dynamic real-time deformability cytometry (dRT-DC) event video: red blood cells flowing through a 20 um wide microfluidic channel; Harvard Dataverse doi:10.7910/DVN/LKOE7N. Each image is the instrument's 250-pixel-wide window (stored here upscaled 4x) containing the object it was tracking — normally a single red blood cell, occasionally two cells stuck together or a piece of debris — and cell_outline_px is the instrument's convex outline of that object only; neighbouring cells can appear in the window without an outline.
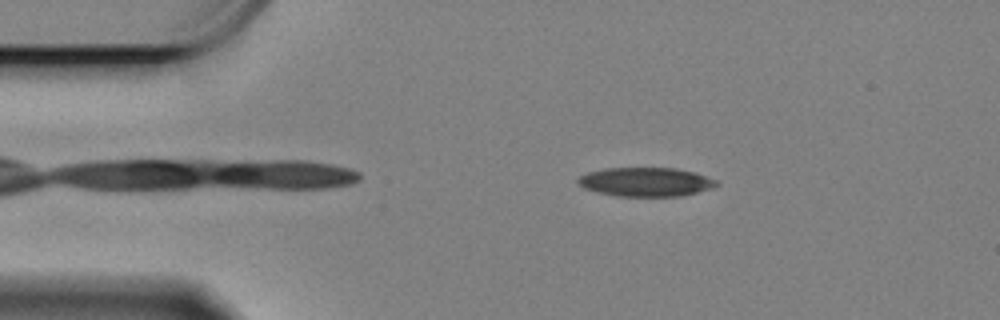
{"species": "Egyptian fruit bat (a non-hibernating species)", "species_latin": "Rousettus aegyptiacus", "temperature_condition": "cold", "stored_images_in_passage": 58, "camera_frame_rate_fps": 3000, "um_per_image_px": 0.085, "animal": {"sex": "female"}, "frame": {"image": 1, "passage_image": 9, "time_ms": 2.667, "image_size_px": [1000, 320], "cell_outline_px": [[720, 184], [712, 188], [680, 196], [616, 196], [596, 192], [584, 188], [576, 180], [580, 176], [588, 172], [604, 168], [672, 168], [692, 172], [716, 180]], "centroid_in_image_um": [54.85, 15.47], "position_along_channel_um": 30.1, "area_um2": 23.18}}
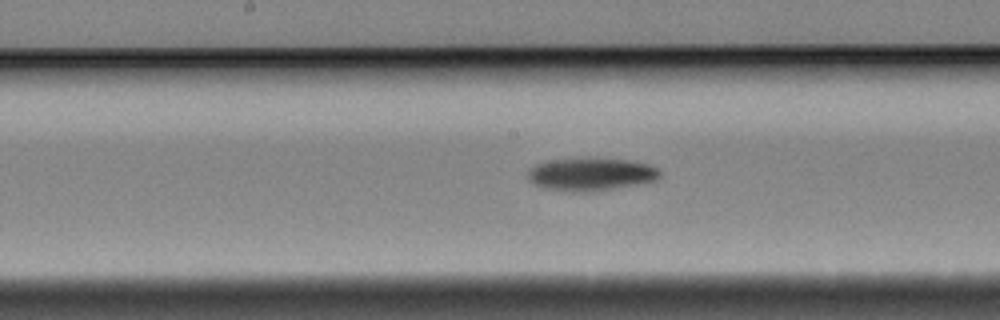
{"frame": {"image": 2, "passage_image": 28, "time_ms": 9.0, "image_size_px": [1000, 320], "cell_outline_px": [[660, 176], [656, 180], [636, 184], [608, 188], [576, 192], [544, 188], [528, 180], [528, 172], [536, 164], [548, 160], [628, 160], [648, 164], [656, 168], [660, 172]], "centroid_in_image_um": [50.21, 14.82], "position_along_channel_um": 198.0, "area_um2": 24.04}}
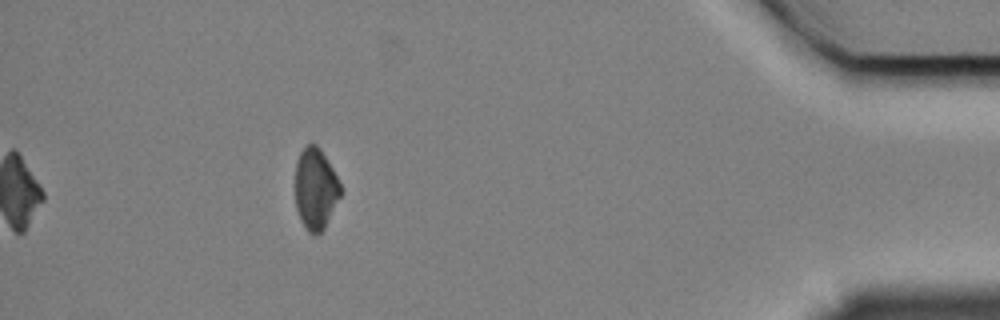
{"frame": {"image": 3, "passage_image": 52, "time_ms": 17.0, "image_size_px": [1000, 320], "cell_outline_px": [[340, 196], [324, 228], [320, 232], [308, 232], [300, 220], [296, 208], [296, 160], [300, 152], [308, 144], [316, 144], [320, 148], [332, 168], [340, 184]], "centroid_in_image_um": [26.8, 16.03], "position_along_channel_um": 408.4, "area_um2": 21.04}, "authors_computed_cell_mechanics": {"area_um2": 23.8714, "velocity_mm_per_s": 3.3164, "shape_relaxation_time_tau1_ms": 7.5266, "shape_relaxation_time_tau2_ms": null, "deformation_change_tau1": 0.1328, "deformation_change_tau2": null}}